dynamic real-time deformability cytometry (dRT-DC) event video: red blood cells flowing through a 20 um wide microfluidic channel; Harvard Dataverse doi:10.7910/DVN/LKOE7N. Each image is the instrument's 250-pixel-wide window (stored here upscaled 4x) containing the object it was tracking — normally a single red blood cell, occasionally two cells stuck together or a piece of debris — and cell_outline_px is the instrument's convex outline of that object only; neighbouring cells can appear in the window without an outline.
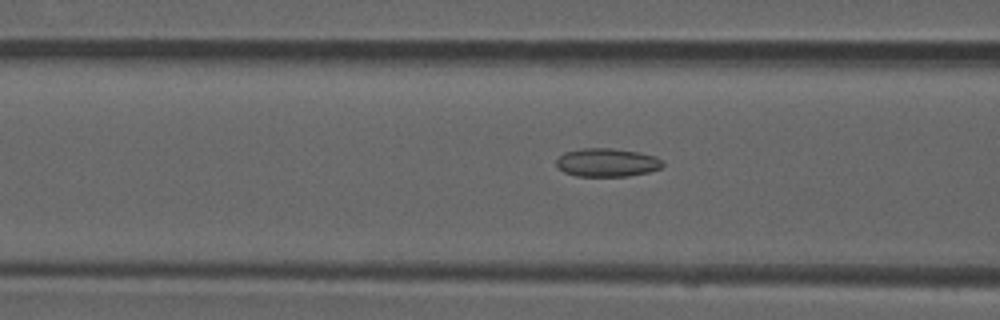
{"species": "common noctule bat (a hibernating species)", "species_latin": "Nyctalus noctula", "temperature_condition": "room temperature", "stored_images_in_passage": 42, "camera_frame_rate_fps": 3000, "um_per_image_px": 0.085, "animal": {"sex": "male", "forearm_length_mm": 52.5}, "frame": {"image": 1, "passage_image": 20, "time_ms": 6.333, "image_size_px": [1000, 320], "cell_outline_px": [[664, 164], [660, 168], [648, 172], [628, 176], [576, 176], [564, 172], [556, 164], [556, 160], [564, 152], [580, 148], [612, 148], [636, 152], [656, 156]], "centroid_in_image_um": [51.57, 13.81], "position_along_channel_um": 115.0, "area_um2": 17.51}}
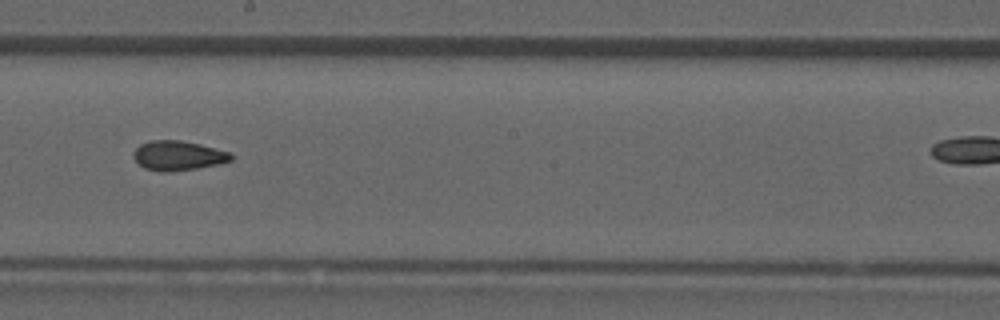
{"frame": {"image": 2, "passage_image": 29, "time_ms": 9.333, "image_size_px": [1000, 320], "cell_outline_px": [[232, 160], [220, 164], [196, 168], [168, 172], [160, 172], [144, 168], [132, 156], [132, 152], [140, 144], [152, 140], [180, 140], [200, 144], [228, 152], [232, 156]], "centroid_in_image_um": [15.1, 13.23], "position_along_channel_um": 233.1, "area_um2": 16.76}}
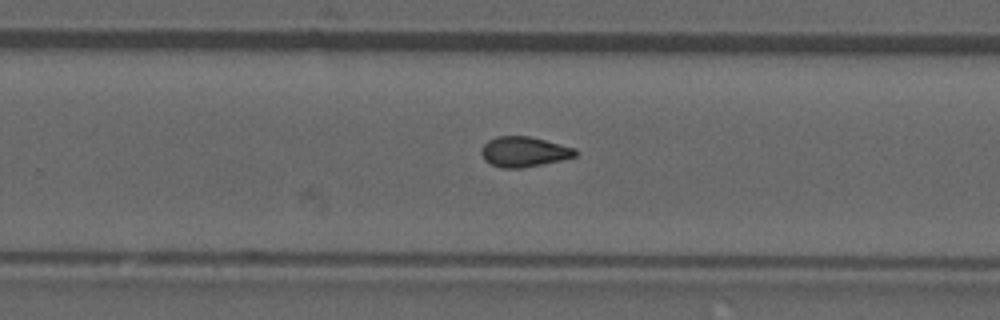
{"frame": {"image": 3, "passage_image": 33, "time_ms": 10.667, "image_size_px": [1000, 320], "cell_outline_px": [[576, 156], [560, 160], [520, 168], [500, 168], [484, 160], [480, 152], [480, 148], [488, 140], [496, 136], [528, 136], [576, 148]], "centroid_in_image_um": [44.49, 12.89], "position_along_channel_um": 285.3, "area_um2": 16.42}}